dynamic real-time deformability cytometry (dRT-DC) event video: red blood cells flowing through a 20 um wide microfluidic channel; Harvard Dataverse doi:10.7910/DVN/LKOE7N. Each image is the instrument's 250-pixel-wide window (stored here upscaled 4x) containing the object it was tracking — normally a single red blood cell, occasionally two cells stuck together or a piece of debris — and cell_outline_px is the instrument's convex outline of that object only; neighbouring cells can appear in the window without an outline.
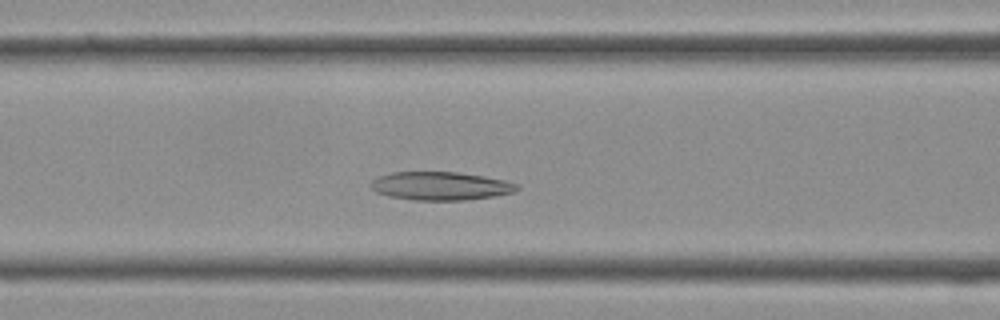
{"species": "Egyptian fruit bat (a non-hibernating species)", "species_latin": "Rousettus aegyptiacus", "temperature_condition": "cold", "stored_images_in_passage": 36, "camera_frame_rate_fps": 3000, "um_per_image_px": 0.085, "frame": {"image": 1, "passage_image": 12, "time_ms": 3.667, "image_size_px": [1000, 320], "cell_outline_px": [[520, 188], [512, 192], [492, 196], [464, 200], [412, 200], [388, 196], [376, 192], [372, 188], [372, 180], [380, 176], [392, 172], [456, 172], [484, 176], [504, 180], [520, 184]], "centroid_in_image_um": [37.45, 15.8], "position_along_channel_um": 129.1, "area_um2": 23.99}}
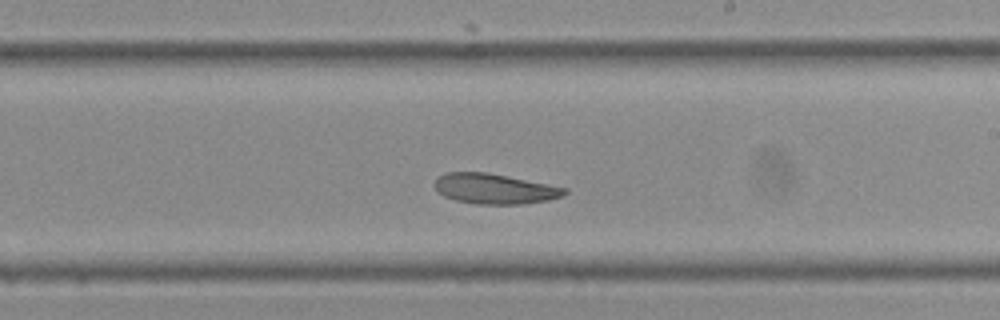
{"frame": {"image": 2, "passage_image": 19, "time_ms": 6.0, "image_size_px": [1000, 320], "cell_outline_px": [[568, 192], [560, 196], [548, 200], [524, 204], [476, 204], [456, 200], [444, 196], [436, 192], [432, 184], [436, 176], [444, 172], [484, 172], [568, 188]], "centroid_in_image_um": [41.95, 16.04], "position_along_channel_um": 247.1, "area_um2": 22.95}}
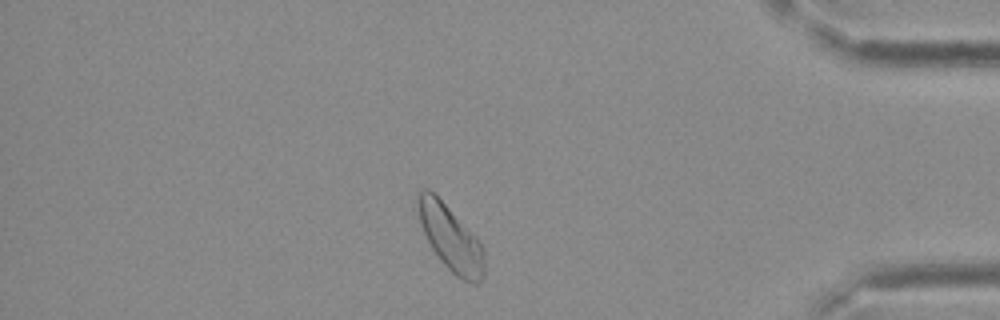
{"frame": {"image": 3, "passage_image": 30, "time_ms": 9.667, "image_size_px": [1000, 320], "cell_outline_px": [[484, 280], [476, 284], [472, 284], [456, 276], [440, 260], [432, 248], [424, 232], [420, 220], [416, 204], [416, 192], [424, 188], [428, 188], [448, 208], [484, 248]], "centroid_in_image_um": [38.29, 20.27], "position_along_channel_um": 396.9, "area_um2": 24.74}}